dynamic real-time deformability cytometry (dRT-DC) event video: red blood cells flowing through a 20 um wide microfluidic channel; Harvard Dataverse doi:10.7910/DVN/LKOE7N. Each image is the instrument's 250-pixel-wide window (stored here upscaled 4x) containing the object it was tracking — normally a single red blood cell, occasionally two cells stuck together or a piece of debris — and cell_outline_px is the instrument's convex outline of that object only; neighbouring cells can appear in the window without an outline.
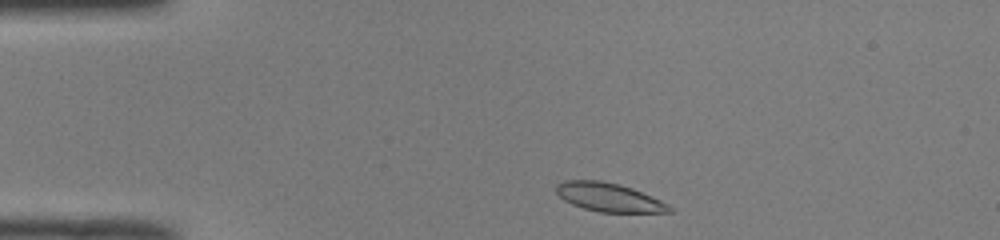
{"species": "common noctule bat (a hibernating species)", "species_latin": "Nyctalus noctula", "temperature_condition": "room temperature", "stored_images_in_passage": 41, "camera_frame_rate_fps": 3000, "um_per_image_px": 0.085, "animal": {"sex": "male", "body_mass_g": 19.0, "forearm_length_mm": 50.8}, "frame": {"image": 1, "passage_image": 1, "time_ms": 0.0, "image_size_px": [1000, 240], "cell_outline_px": [[672, 212], [600, 212], [584, 208], [572, 204], [564, 200], [556, 192], [556, 184], [564, 180], [600, 180], [620, 184], [632, 188], [660, 200], [668, 204], [672, 208]], "centroid_in_image_um": [51.74, 16.76], "position_along_channel_um": 33.3, "area_um2": 18.79}}
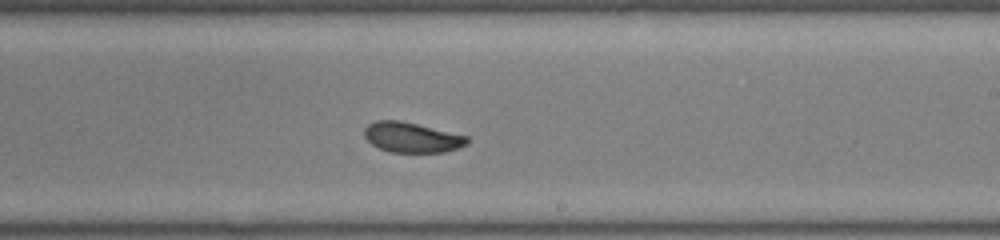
{"frame": {"image": 2, "passage_image": 21, "time_ms": 6.667, "image_size_px": [1000, 240], "cell_outline_px": [[468, 144], [444, 152], [392, 152], [380, 148], [372, 144], [364, 136], [364, 128], [368, 124], [376, 120], [400, 120], [468, 136]], "centroid_in_image_um": [34.99, 11.67], "position_along_channel_um": 254.0, "area_um2": 17.92}}
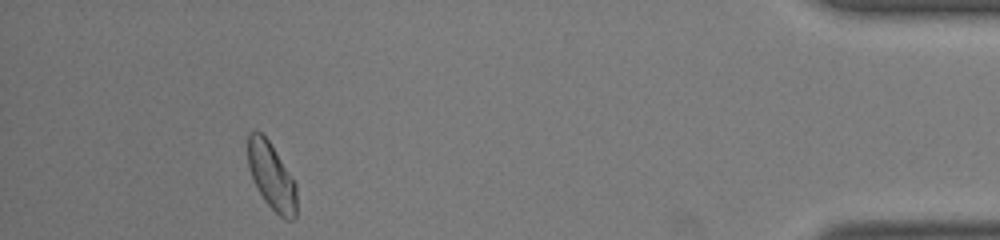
{"frame": {"image": 3, "passage_image": 37, "time_ms": 12.0, "image_size_px": [1000, 240], "cell_outline_px": [[296, 216], [292, 220], [284, 220], [264, 200], [248, 168], [248, 132], [260, 132], [268, 140], [296, 184]], "centroid_in_image_um": [23.08, 15.0], "position_along_channel_um": 412.1, "area_um2": 18.55}, "authors_computed_cell_mechanics": {"area_um2": 18.8428, "velocity_mm_per_s": 4.04, "shape_relaxation_time_tau1_ms": 2.1243, "shape_relaxation_time_tau2_ms": 1.718, "deformation_change_tau1": 0.1139, "deformation_change_tau2": 0.0671}}